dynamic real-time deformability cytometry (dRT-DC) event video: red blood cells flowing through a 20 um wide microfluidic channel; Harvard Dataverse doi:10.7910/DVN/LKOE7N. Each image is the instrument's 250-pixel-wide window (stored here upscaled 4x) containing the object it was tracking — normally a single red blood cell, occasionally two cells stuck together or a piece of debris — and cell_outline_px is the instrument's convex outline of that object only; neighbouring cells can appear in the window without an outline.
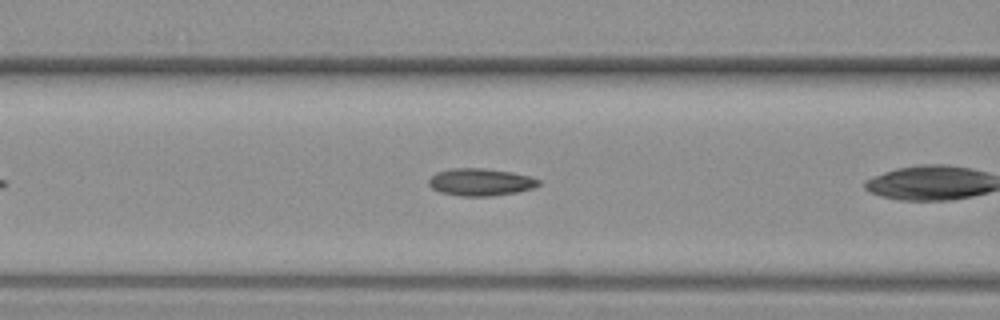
{"species": "common noctule bat (a hibernating species)", "species_latin": "Nyctalus noctula", "temperature_condition": "warm", "stored_images_in_passage": 14, "camera_frame_rate_fps": 3000, "um_per_image_px": 0.085, "animal": {"sex": "female", "body_mass_g": 19.3, "forearm_length_mm": 54.1}, "frame": {"image": 1, "passage_image": 7, "time_ms": 2.0, "image_size_px": [1000, 320], "cell_outline_px": [[540, 184], [532, 188], [516, 192], [492, 196], [460, 196], [440, 192], [432, 188], [428, 184], [428, 180], [436, 172], [452, 168], [484, 168], [508, 172], [528, 176], [540, 180]], "centroid_in_image_um": [40.8, 15.48], "position_along_channel_um": 125.8, "area_um2": 17.34}}
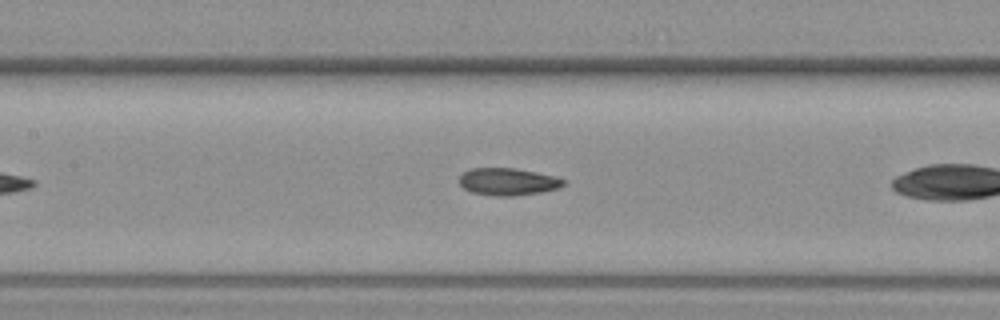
{"frame": {"image": 2, "passage_image": 10, "time_ms": 3.0, "image_size_px": [1000, 320], "cell_outline_px": [[568, 184], [556, 188], [540, 192], [512, 196], [500, 196], [472, 192], [464, 188], [460, 184], [460, 176], [464, 172], [472, 168], [516, 168], [556, 176], [568, 180]], "centroid_in_image_um": [43.23, 15.43], "position_along_channel_um": 164.2, "area_um2": 16.53}}